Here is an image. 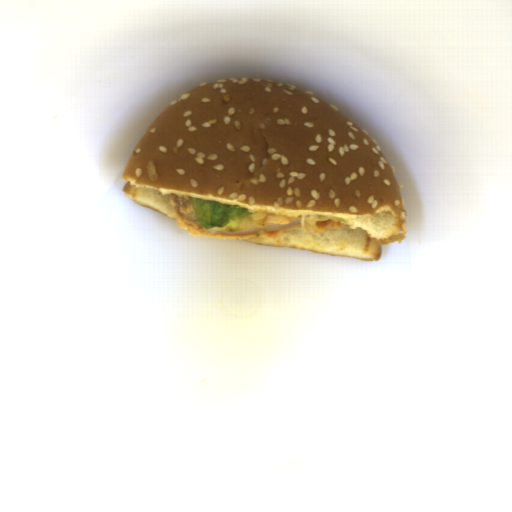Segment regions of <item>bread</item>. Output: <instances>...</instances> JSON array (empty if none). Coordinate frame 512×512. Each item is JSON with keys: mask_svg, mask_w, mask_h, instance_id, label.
Returning <instances> with one entry per match:
<instances>
[{"mask_svg": "<svg viewBox=\"0 0 512 512\" xmlns=\"http://www.w3.org/2000/svg\"><path fill=\"white\" fill-rule=\"evenodd\" d=\"M122 192L175 220L171 194L253 213L342 218L322 234L302 228L239 239L376 261L407 230L401 188L379 146L350 118L291 85L224 78L172 102L130 153Z\"/></svg>", "mask_w": 512, "mask_h": 512, "instance_id": "bread-1", "label": "bread"}]
</instances>
